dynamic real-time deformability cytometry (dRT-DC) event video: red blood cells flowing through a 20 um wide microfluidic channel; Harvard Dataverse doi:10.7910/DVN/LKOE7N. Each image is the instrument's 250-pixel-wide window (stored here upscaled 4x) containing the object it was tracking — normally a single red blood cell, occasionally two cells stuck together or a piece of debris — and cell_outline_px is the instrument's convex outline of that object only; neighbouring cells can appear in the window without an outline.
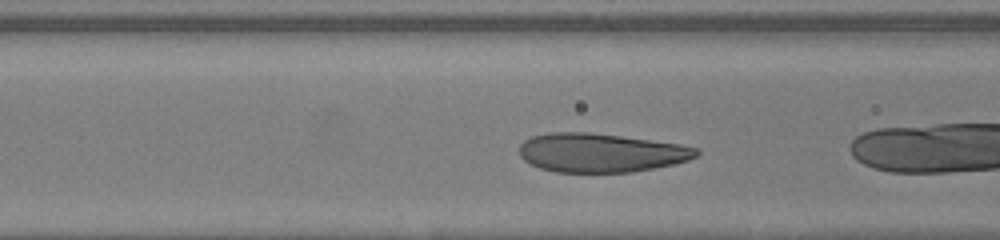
{"species": "human", "species_latin": "Homo sapiens", "temperature_condition": "warm", "stored_images_in_passage": 30, "camera_frame_rate_fps": 3000, "um_per_image_px": 0.085, "donor": {"sex": "female"}, "frame": {"image": 1, "passage_image": 9, "time_ms": 2.667, "image_size_px": [1000, 240], "cell_outline_px": [[700, 152], [696, 156], [688, 160], [656, 168], [632, 172], [556, 172], [540, 168], [524, 160], [520, 156], [520, 144], [524, 140], [532, 136], [548, 132], [588, 132], [620, 136], [680, 144], [696, 148]], "centroid_in_image_um": [51.05, 12.98], "position_along_channel_um": 115.6, "area_um2": 40.0}}
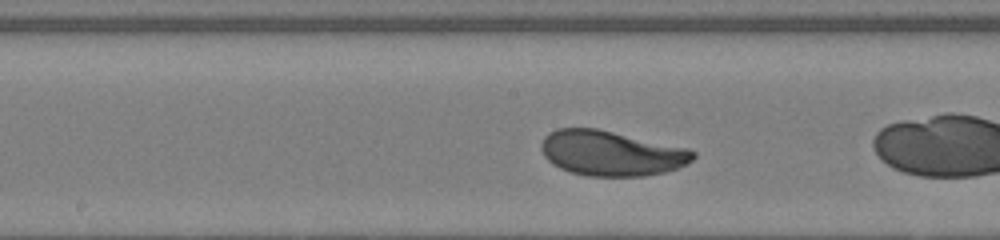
{"frame": {"image": 2, "passage_image": 15, "time_ms": 4.667, "image_size_px": [1000, 240], "cell_outline_px": [[696, 156], [692, 160], [676, 168], [664, 172], [644, 176], [588, 176], [572, 172], [560, 168], [552, 164], [544, 156], [540, 148], [540, 144], [544, 136], [548, 132], [556, 128], [596, 128], [688, 148], [696, 152]], "centroid_in_image_um": [51.91, 13.01], "position_along_channel_um": 196.3, "area_um2": 39.88}}
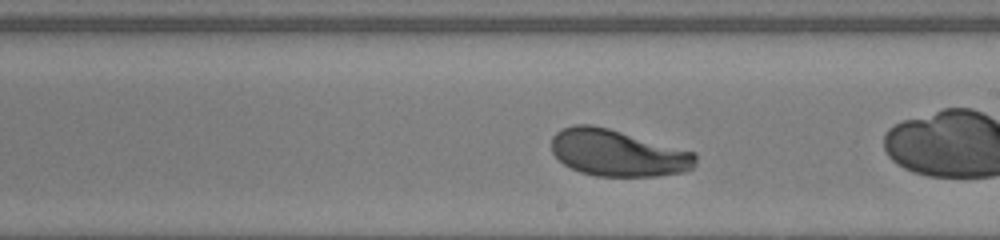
{"frame": {"image": 3, "passage_image": 18, "time_ms": 5.667, "image_size_px": [1000, 240], "cell_outline_px": [[696, 164], [692, 168], [684, 172], [656, 176], [596, 176], [580, 172], [564, 164], [552, 152], [552, 136], [556, 132], [564, 128], [576, 124], [592, 124], [608, 128], [696, 152]], "centroid_in_image_um": [52.52, 13.0], "position_along_channel_um": 236.5, "area_um2": 39.13}, "authors_computed_cell_mechanics": {"area_um2": 39.9976, "velocity_mm_per_s": 4.0353, "shape_relaxation_time_tau1_ms": 2.1561, "shape_relaxation_time_tau2_ms": null, "deformation_change_tau1": 0.1587, "deformation_change_tau2": null}}